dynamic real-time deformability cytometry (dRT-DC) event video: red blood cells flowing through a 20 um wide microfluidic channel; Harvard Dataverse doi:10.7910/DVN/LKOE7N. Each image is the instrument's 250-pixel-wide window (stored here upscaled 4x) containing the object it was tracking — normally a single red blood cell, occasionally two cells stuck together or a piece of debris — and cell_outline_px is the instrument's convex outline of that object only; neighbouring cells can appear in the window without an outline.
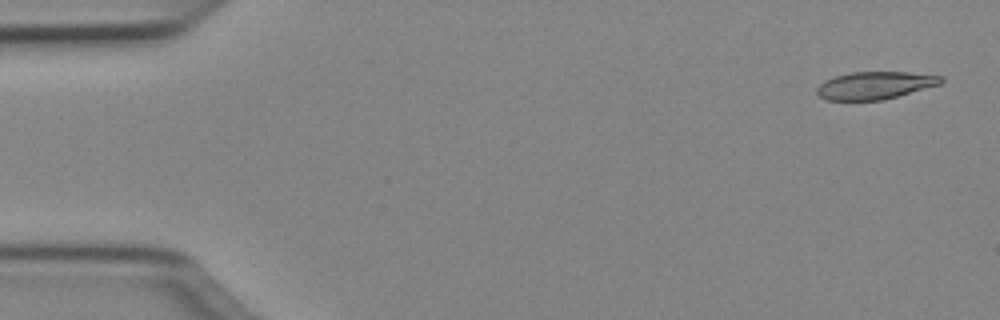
{"species": "Egyptian fruit bat (a non-hibernating species)", "species_latin": "Rousettus aegyptiacus", "temperature_condition": "cold", "stored_images_in_passage": 50, "camera_frame_rate_fps": 3000, "um_per_image_px": 0.085, "animal": {"sex": "female"}, "frame": {"image": 1, "passage_image": 2, "time_ms": 0.333, "image_size_px": [1000, 320], "cell_outline_px": [[944, 80], [940, 84], [884, 100], [824, 100], [816, 92], [816, 88], [824, 80], [836, 76], [852, 72], [908, 72], [944, 76]], "centroid_in_image_um": [74.37, 7.26], "position_along_channel_um": 10.6, "area_um2": 19.94}}
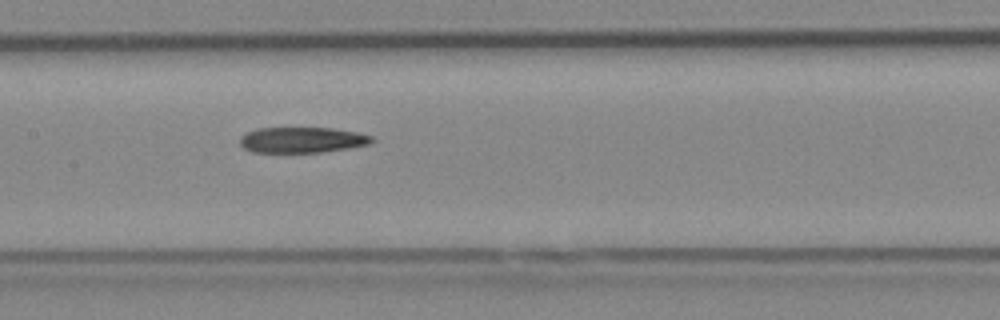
{"frame": {"image": 2, "passage_image": 24, "time_ms": 7.667, "image_size_px": [1000, 320], "cell_outline_px": [[376, 140], [368, 144], [348, 148], [320, 152], [252, 152], [244, 148], [240, 144], [240, 136], [256, 128], [332, 128], [356, 132], [372, 136]], "centroid_in_image_um": [25.67, 11.89], "position_along_channel_um": 181.7, "area_um2": 19.65}}
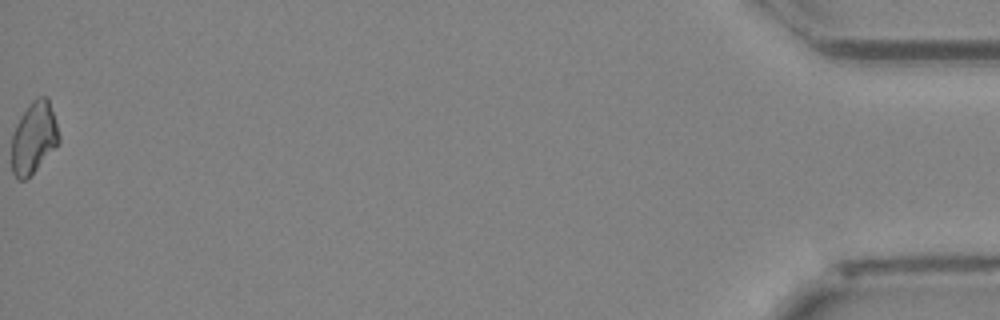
{"frame": {"image": 3, "passage_image": 50, "time_ms": 16.333, "image_size_px": [1000, 320], "cell_outline_px": [[60, 140], [36, 168], [24, 180], [20, 180], [12, 172], [12, 136], [16, 124], [20, 116], [32, 100], [36, 96], [48, 96], [60, 136]], "centroid_in_image_um": [2.86, 11.64], "position_along_channel_um": 432.3, "area_um2": 19.36}}